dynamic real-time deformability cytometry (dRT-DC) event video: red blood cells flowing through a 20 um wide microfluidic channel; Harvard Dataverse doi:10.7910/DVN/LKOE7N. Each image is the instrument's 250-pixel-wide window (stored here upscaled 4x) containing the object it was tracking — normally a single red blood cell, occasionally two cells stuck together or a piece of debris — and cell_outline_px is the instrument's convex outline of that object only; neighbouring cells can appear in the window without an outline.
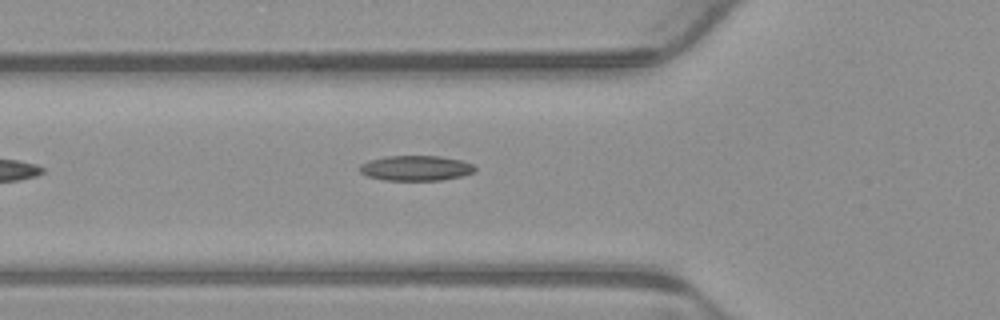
{"species": "common noctule bat (a hibernating species)", "species_latin": "Nyctalus noctula", "temperature_condition": "warm", "stored_images_in_passage": 6, "camera_frame_rate_fps": 3000, "um_per_image_px": 0.085, "animal": {"sex": "male", "body_mass_g": 23.1, "forearm_length_mm": 52.7}, "frame": {"image": 1, "passage_image": 6, "time_ms": 1.667, "image_size_px": [1000, 320], "cell_outline_px": [[476, 168], [472, 172], [460, 176], [440, 180], [384, 180], [368, 176], [360, 172], [360, 164], [368, 160], [388, 156], [440, 156], [460, 160], [472, 164]], "centroid_in_image_um": [35.31, 14.28], "position_along_channel_um": 90.5, "area_um2": 16.7}}